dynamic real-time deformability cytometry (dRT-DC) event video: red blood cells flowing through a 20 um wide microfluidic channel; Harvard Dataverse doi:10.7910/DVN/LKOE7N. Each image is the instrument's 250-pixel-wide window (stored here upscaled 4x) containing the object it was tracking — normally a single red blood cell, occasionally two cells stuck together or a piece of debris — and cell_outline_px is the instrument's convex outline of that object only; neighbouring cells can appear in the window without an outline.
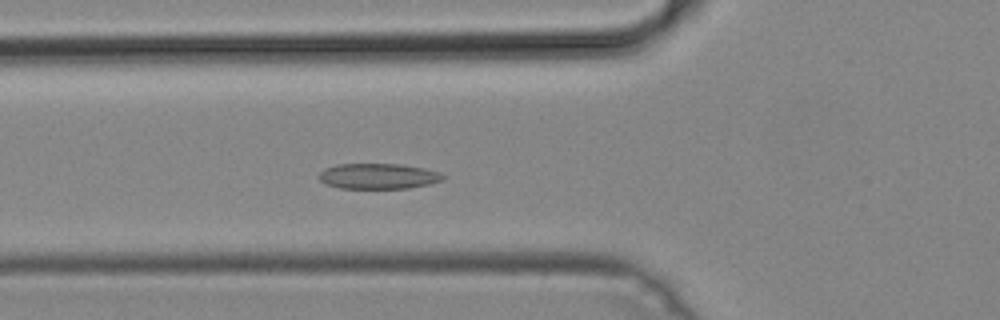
{"species": "common noctule bat (a hibernating species)", "species_latin": "Nyctalus noctula", "temperature_condition": "cold", "stored_images_in_passage": 50, "camera_frame_rate_fps": 3000, "um_per_image_px": 0.085, "animal": {"sex": "male", "body_mass_g": 19.2, "forearm_length_mm": 51.8}, "frame": {"image": 1, "passage_image": 18, "time_ms": 5.667, "image_size_px": [1000, 320], "cell_outline_px": [[444, 180], [428, 184], [408, 188], [340, 188], [324, 184], [316, 176], [324, 168], [336, 164], [404, 164], [424, 168], [440, 172], [444, 176]], "centroid_in_image_um": [32.12, 14.97], "position_along_channel_um": 93.7, "area_um2": 18.61}}
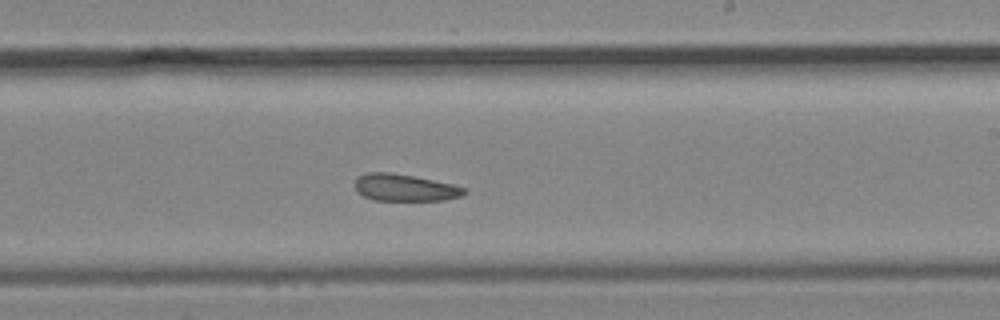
{"frame": {"image": 2, "passage_image": 30, "time_ms": 9.667, "image_size_px": [1000, 320], "cell_outline_px": [[468, 192], [460, 196], [444, 200], [372, 200], [356, 192], [356, 180], [360, 176], [368, 172], [392, 172], [452, 184], [464, 188]], "centroid_in_image_um": [34.39, 15.95], "position_along_channel_um": 254.6, "area_um2": 16.99}}
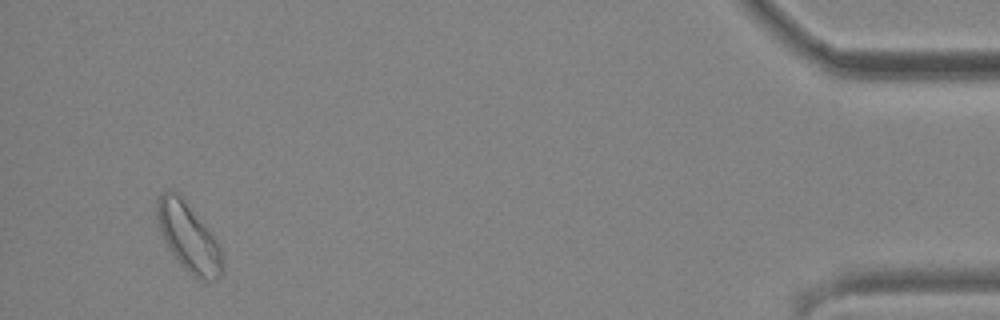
{"frame": {"image": 3, "passage_image": 48, "time_ms": 15.667, "image_size_px": [1000, 320], "cell_outline_px": [[224, 272], [216, 280], [204, 280], [192, 276], [180, 264], [168, 248], [164, 240], [156, 220], [156, 200], [160, 192], [168, 188], [180, 192], [216, 240], [220, 248], [224, 264]], "centroid_in_image_um": [16.0, 20.12], "position_along_channel_um": 419.2, "area_um2": 26.53}}